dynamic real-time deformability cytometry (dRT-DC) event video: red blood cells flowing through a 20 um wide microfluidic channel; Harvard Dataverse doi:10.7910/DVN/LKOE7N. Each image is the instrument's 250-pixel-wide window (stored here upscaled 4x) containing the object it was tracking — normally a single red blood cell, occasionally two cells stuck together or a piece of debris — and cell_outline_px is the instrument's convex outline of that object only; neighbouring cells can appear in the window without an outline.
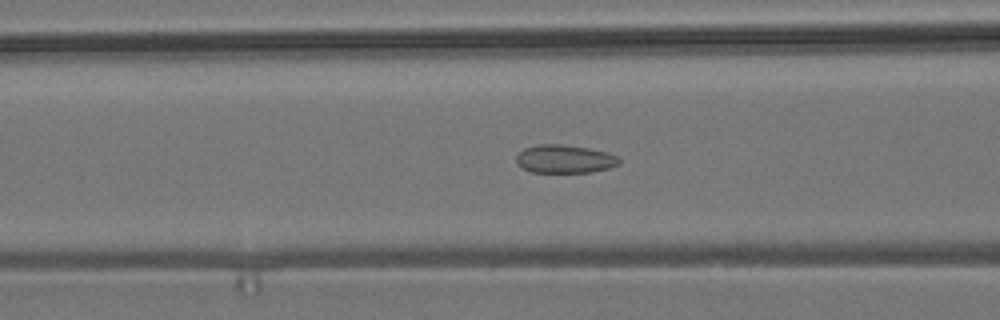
{"species": "common noctule bat (a hibernating species)", "species_latin": "Nyctalus noctula", "temperature_condition": "room temperature", "stored_images_in_passage": 40, "camera_frame_rate_fps": 3000, "um_per_image_px": 0.085, "animal": {"sex": "male", "body_mass_g": 19.2, "forearm_length_mm": 51.8}, "frame": {"image": 1, "passage_image": 15, "time_ms": 4.667, "image_size_px": [1000, 320], "cell_outline_px": [[620, 164], [608, 168], [592, 172], [532, 172], [516, 164], [516, 156], [524, 148], [540, 144], [564, 144], [588, 148], [608, 152], [616, 156], [620, 160]], "centroid_in_image_um": [48.0, 13.51], "position_along_channel_um": 118.6, "area_um2": 16.94}}
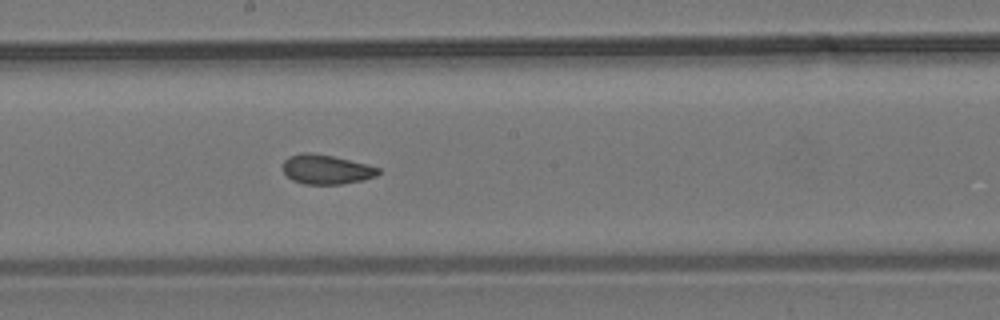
{"frame": {"image": 2, "passage_image": 23, "time_ms": 7.333, "image_size_px": [1000, 320], "cell_outline_px": [[380, 172], [376, 176], [364, 180], [340, 184], [304, 184], [292, 180], [284, 172], [284, 160], [288, 156], [304, 152], [308, 152], [332, 156], [368, 164], [380, 168]], "centroid_in_image_um": [27.75, 14.4], "position_along_channel_um": 220.4, "area_um2": 16.36}}
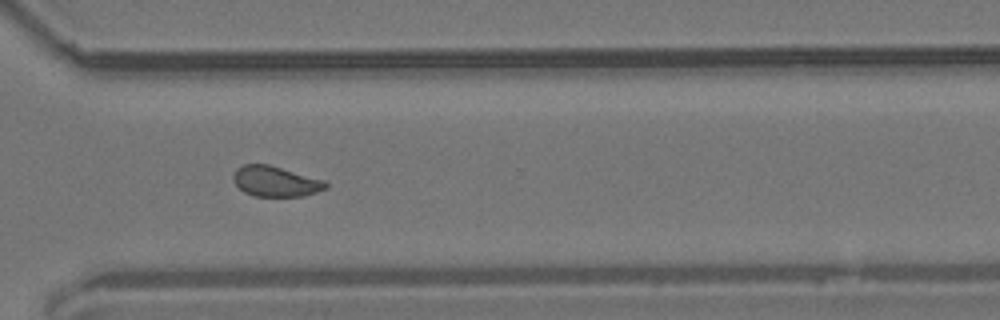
{"frame": {"image": 3, "passage_image": 33, "time_ms": 10.667, "image_size_px": [1000, 320], "cell_outline_px": [[328, 188], [304, 196], [256, 196], [244, 192], [232, 180], [232, 176], [236, 168], [244, 164], [268, 164], [324, 180], [328, 184]], "centroid_in_image_um": [23.41, 15.41], "position_along_channel_um": 347.2, "area_um2": 16.36}, "authors_computed_cell_mechanics": {"area_um2": 17.4556, "velocity_mm_per_s": 3.8143, "shape_relaxation_time_tau1_ms": null, "shape_relaxation_time_tau2_ms": 1.3504, "deformation_change_tau1": null, "deformation_change_tau2": 0.0571}}